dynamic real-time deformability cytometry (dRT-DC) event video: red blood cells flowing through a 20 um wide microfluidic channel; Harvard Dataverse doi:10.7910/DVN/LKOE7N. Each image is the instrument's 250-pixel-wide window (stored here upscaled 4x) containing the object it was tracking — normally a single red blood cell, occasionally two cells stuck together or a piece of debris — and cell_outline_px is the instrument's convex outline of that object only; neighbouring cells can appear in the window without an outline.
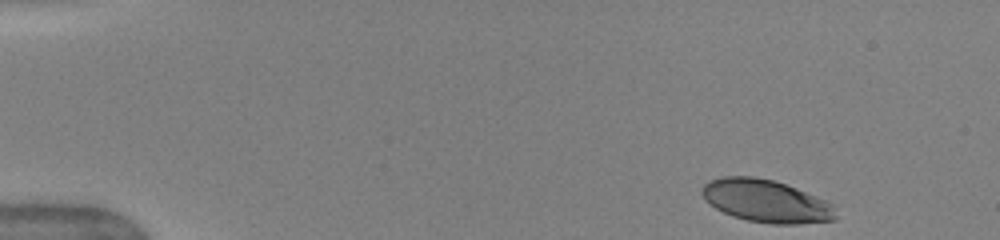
{"species": "human", "species_latin": "Homo sapiens", "temperature_condition": "warm", "stored_images_in_passage": 41, "camera_frame_rate_fps": 3000, "um_per_image_px": 0.085, "donor": {"sex": "female"}, "frame": {"image": 1, "passage_image": 1, "time_ms": 0.0, "image_size_px": [1000, 240], "cell_outline_px": [[836, 220], [800, 224], [772, 224], [748, 220], [732, 216], [716, 208], [704, 200], [700, 192], [704, 184], [712, 180], [724, 176], [756, 176], [772, 180], [796, 188], [816, 196], [832, 204], [836, 216]], "centroid_in_image_um": [65.1, 17.09], "position_along_channel_um": 19.9, "area_um2": 33.12}}
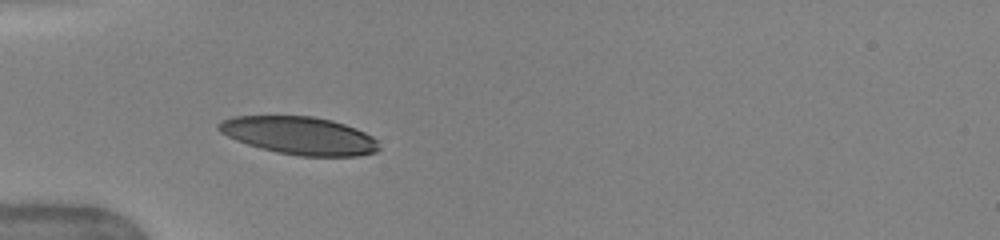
{"frame": {"image": 2, "passage_image": 12, "time_ms": 3.667, "image_size_px": [1000, 240], "cell_outline_px": [[380, 148], [376, 152], [356, 156], [300, 156], [276, 152], [260, 148], [236, 140], [220, 132], [216, 128], [216, 124], [220, 120], [232, 116], [312, 116], [332, 120], [356, 128], [372, 136], [376, 140]], "centroid_in_image_um": [25.42, 11.52], "position_along_channel_um": 59.6, "area_um2": 35.43}}
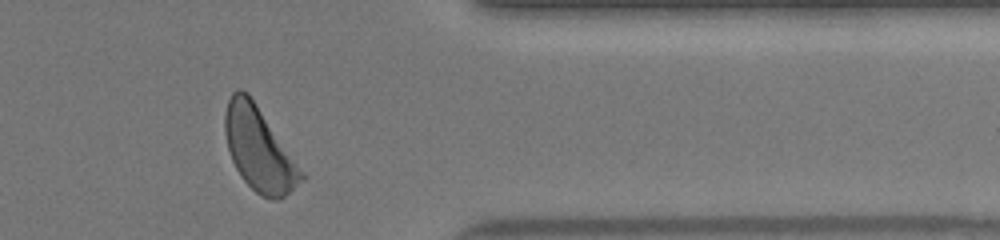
{"frame": {"image": 3, "passage_image": 38, "time_ms": 12.333, "image_size_px": [1000, 240], "cell_outline_px": [[304, 180], [280, 200], [272, 200], [260, 196], [240, 176], [232, 160], [228, 148], [224, 132], [224, 112], [228, 100], [232, 92], [240, 88], [248, 92], [304, 172]], "centroid_in_image_um": [22.01, 12.68], "position_along_channel_um": 389.4, "area_um2": 37.11}, "authors_computed_cell_mechanics": {"area_um2": 35.9516, "velocity_mm_per_s": 4.0059, "shape_relaxation_time_tau1_ms": 3.064, "shape_relaxation_time_tau2_ms": 1.2331, "deformation_change_tau1": 0.1662, "deformation_change_tau2": 0.069}}